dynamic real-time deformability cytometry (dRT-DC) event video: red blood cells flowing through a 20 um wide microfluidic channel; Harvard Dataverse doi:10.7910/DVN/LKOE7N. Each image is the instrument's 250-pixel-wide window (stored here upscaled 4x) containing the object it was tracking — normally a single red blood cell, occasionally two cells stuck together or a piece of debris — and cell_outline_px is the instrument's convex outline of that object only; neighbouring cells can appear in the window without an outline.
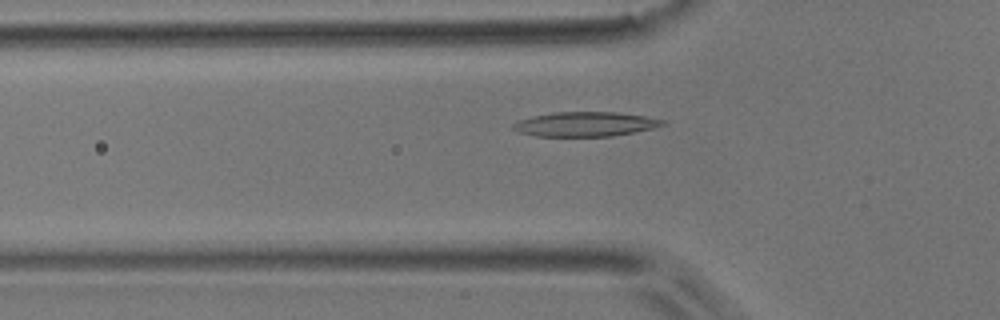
{"species": "common noctule bat (a hibernating species)", "species_latin": "Nyctalus noctula", "temperature_condition": "room temperature", "stored_images_in_passage": 50, "camera_frame_rate_fps": 3000, "um_per_image_px": 0.085, "animal": {"sex": "male", "body_mass_g": 17.9}, "frame": {"image": 1, "passage_image": 16, "time_ms": 5.0, "image_size_px": [1000, 320], "cell_outline_px": [[668, 124], [652, 128], [612, 136], [536, 136], [516, 132], [512, 128], [512, 124], [516, 120], [532, 116], [552, 112], [620, 112], [668, 120]], "centroid_in_image_um": [49.73, 10.54], "position_along_channel_um": 76.1, "area_um2": 21.62}}
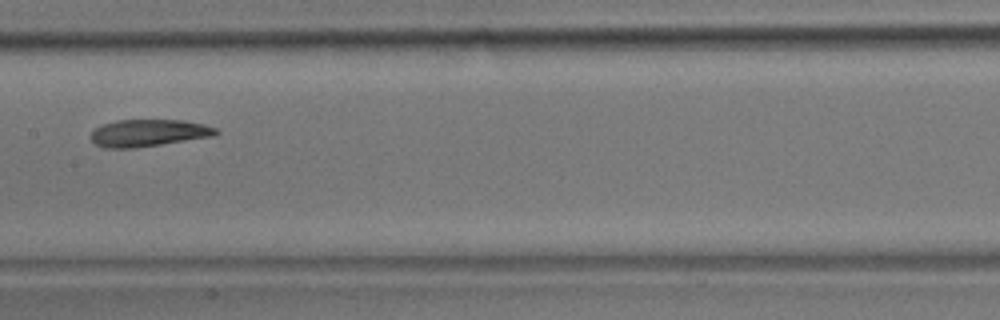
{"frame": {"image": 2, "passage_image": 25, "time_ms": 8.0, "image_size_px": [1000, 320], "cell_outline_px": [[220, 132], [216, 136], [136, 148], [104, 148], [96, 144], [88, 136], [96, 128], [104, 124], [116, 120], [184, 120], [204, 124], [216, 128]], "centroid_in_image_um": [12.65, 11.3], "position_along_channel_um": 194.8, "area_um2": 19.94}}
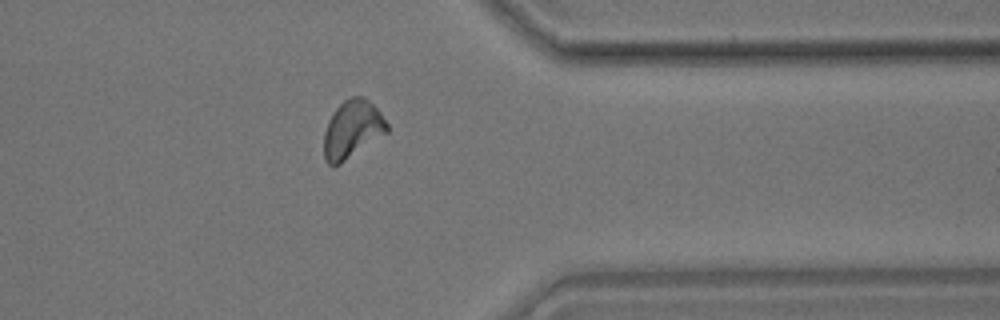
{"frame": {"image": 3, "passage_image": 40, "time_ms": 13.0, "image_size_px": [1000, 320], "cell_outline_px": [[388, 132], [340, 164], [328, 164], [324, 160], [324, 132], [328, 120], [336, 108], [344, 100], [352, 96], [364, 96], [380, 112], [388, 124]], "centroid_in_image_um": [29.94, 10.98], "position_along_channel_um": 381.5, "area_um2": 21.15}, "authors_computed_cell_mechanics": {"area_um2": 20.6057, "velocity_mm_per_s": 3.9268, "shape_relaxation_time_tau1_ms": 4.9045, "shape_relaxation_time_tau2_ms": 2.8395, "deformation_change_tau1": 0.1485, "deformation_change_tau2": 0.1022}}